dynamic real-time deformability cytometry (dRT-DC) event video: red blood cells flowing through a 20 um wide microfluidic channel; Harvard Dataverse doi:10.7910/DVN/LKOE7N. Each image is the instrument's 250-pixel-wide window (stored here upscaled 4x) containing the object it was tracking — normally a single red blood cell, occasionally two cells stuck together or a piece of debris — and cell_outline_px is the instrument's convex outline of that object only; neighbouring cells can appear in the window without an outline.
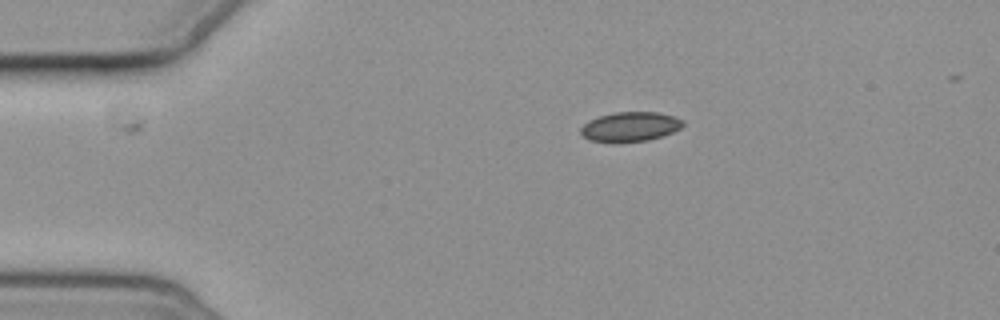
{"species": "common noctule bat (a hibernating species)", "species_latin": "Nyctalus noctula", "temperature_condition": "cold", "stored_images_in_passage": 6, "camera_frame_rate_fps": 3000, "um_per_image_px": 0.085, "animal": {"sex": "female", "body_mass_g": 19.3, "forearm_length_mm": 54.1}, "frame": {"image": 1, "passage_image": 6, "time_ms": 7.0, "image_size_px": [1000, 320], "cell_outline_px": [[684, 124], [680, 128], [664, 136], [648, 140], [620, 144], [612, 144], [588, 140], [580, 132], [580, 128], [588, 120], [612, 112], [656, 112], [676, 116], [684, 120]], "centroid_in_image_um": [53.55, 10.8], "position_along_channel_um": 31.5, "area_um2": 18.21}}